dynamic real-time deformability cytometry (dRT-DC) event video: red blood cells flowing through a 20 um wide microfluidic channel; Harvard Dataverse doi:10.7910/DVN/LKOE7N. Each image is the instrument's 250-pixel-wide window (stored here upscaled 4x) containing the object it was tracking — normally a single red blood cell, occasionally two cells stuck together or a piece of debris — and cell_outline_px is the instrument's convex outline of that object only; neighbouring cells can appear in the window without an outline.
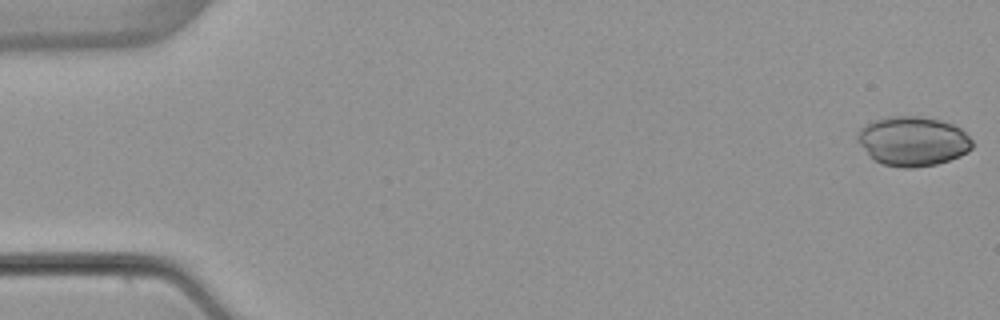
{"species": "common noctule bat (a hibernating species)", "species_latin": "Nyctalus noctula", "temperature_condition": "warm", "stored_images_in_passage": 5, "segment_of_instrument_passage": [2, 2], "camera_frame_rate_fps": 3000, "um_per_image_px": 0.085, "animal": {"sex": "female", "body_mass_g": 22.7, "forearm_length_mm": 54.2}, "frame": {"image": 1, "passage_image": 5, "time_ms": 6.0, "image_size_px": [1000, 320], "cell_outline_px": [[972, 148], [968, 152], [960, 156], [936, 164], [912, 168], [904, 168], [880, 164], [856, 140], [856, 132], [864, 124], [872, 120], [888, 116], [920, 116], [940, 120], [952, 124], [960, 128], [972, 140]], "centroid_in_image_um": [77.57, 11.99], "position_along_channel_um": 7.4, "area_um2": 33.18}}